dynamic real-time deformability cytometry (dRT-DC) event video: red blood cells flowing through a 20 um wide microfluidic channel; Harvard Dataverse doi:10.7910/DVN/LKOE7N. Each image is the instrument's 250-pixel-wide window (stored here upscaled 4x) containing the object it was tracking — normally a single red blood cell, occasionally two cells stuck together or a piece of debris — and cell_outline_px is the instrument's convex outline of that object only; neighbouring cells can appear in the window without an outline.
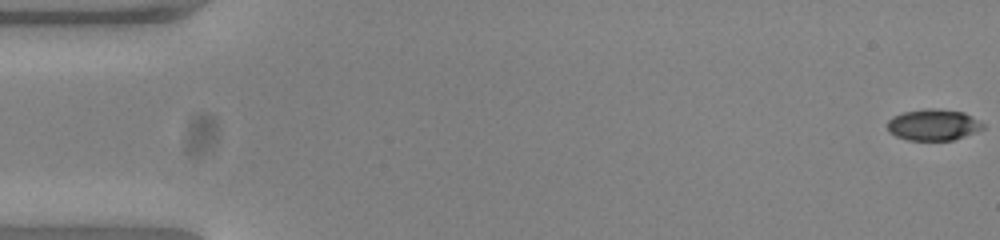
{"species": "common noctule bat (a hibernating species)", "species_latin": "Nyctalus noctula", "temperature_condition": "warm", "stored_images_in_passage": 54, "camera_frame_rate_fps": 3000, "um_per_image_px": 0.085, "animal": {"sex": "female", "body_mass_g": 23.0, "forearm_length_mm": 53.4}, "frame": {"image": 1, "passage_image": 1, "time_ms": 0.0, "image_size_px": [1000, 240], "cell_outline_px": [[984, 128], [976, 132], [952, 140], [908, 140], [896, 136], [888, 132], [888, 120], [892, 116], [904, 112], [928, 108], [936, 108], [964, 112], [984, 124]], "centroid_in_image_um": [79.32, 10.61], "position_along_channel_um": 5.7, "area_um2": 17.4}}
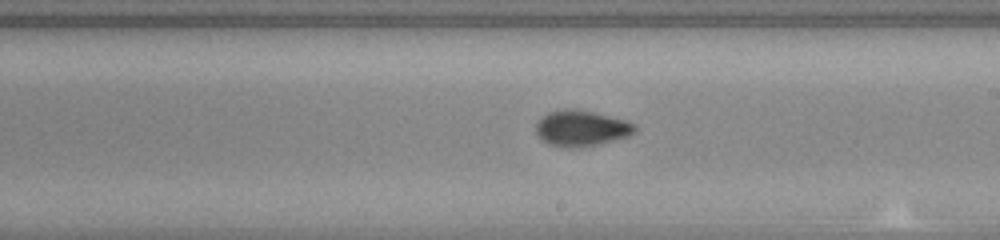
{"frame": {"image": 2, "passage_image": 31, "time_ms": 10.0, "image_size_px": [1000, 240], "cell_outline_px": [[636, 132], [628, 136], [596, 144], [548, 144], [540, 140], [536, 132], [536, 124], [548, 112], [568, 108], [576, 108], [624, 120], [636, 124]], "centroid_in_image_um": [49.42, 10.84], "position_along_channel_um": 239.6, "area_um2": 19.71}}
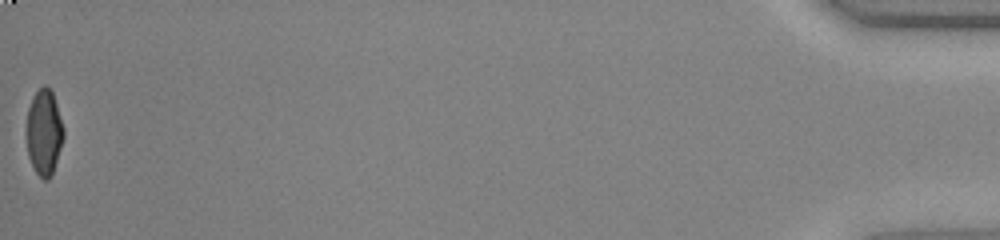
{"frame": {"image": 3, "passage_image": 54, "time_ms": 17.667, "image_size_px": [1000, 240], "cell_outline_px": [[64, 136], [52, 176], [48, 180], [44, 180], [36, 172], [28, 156], [28, 108], [32, 96], [44, 84], [52, 92], [64, 128]], "centroid_in_image_um": [3.77, 11.26], "position_along_channel_um": 431.4, "area_um2": 18.15}, "authors_computed_cell_mechanics": {"area_um2": 19.3341, "velocity_mm_per_s": 3.8634, "shape_relaxation_time_tau1_ms": 5.2078, "shape_relaxation_time_tau2_ms": 1.2926, "deformation_change_tau1": 0.1884, "deformation_change_tau2": 0.0564}}